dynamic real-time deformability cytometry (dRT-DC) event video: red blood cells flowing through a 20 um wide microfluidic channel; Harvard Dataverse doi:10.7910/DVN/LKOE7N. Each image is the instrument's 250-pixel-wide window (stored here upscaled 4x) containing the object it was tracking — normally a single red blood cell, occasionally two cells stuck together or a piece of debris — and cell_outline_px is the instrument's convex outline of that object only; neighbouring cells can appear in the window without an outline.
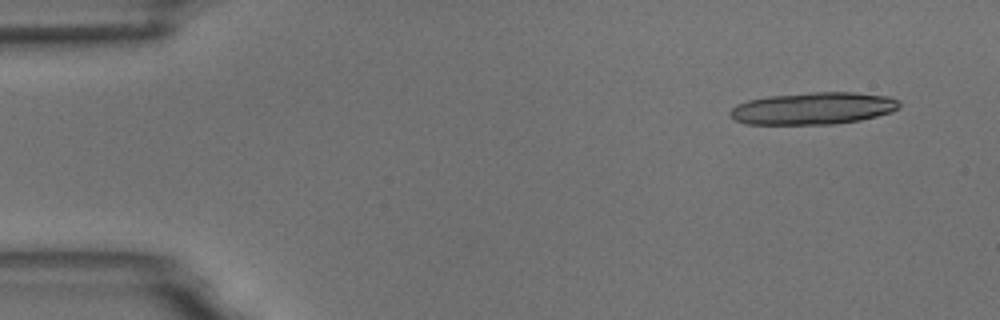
{"species": "common noctule bat (a hibernating species)", "species_latin": "Nyctalus noctula", "temperature_condition": "room temperature", "stored_images_in_passage": 5, "camera_frame_rate_fps": 3000, "um_per_image_px": 0.085, "animal": {"sex": "male", "body_mass_g": 18.8}, "frame": {"image": 1, "passage_image": 1, "time_ms": 0.0, "image_size_px": [1000, 320], "cell_outline_px": [[900, 108], [892, 112], [860, 120], [836, 124], [748, 124], [736, 120], [728, 112], [736, 104], [748, 100], [768, 96], [812, 92], [852, 92], [888, 96], [900, 100]], "centroid_in_image_um": [69.15, 9.21], "position_along_channel_um": 15.8, "area_um2": 31.79}}
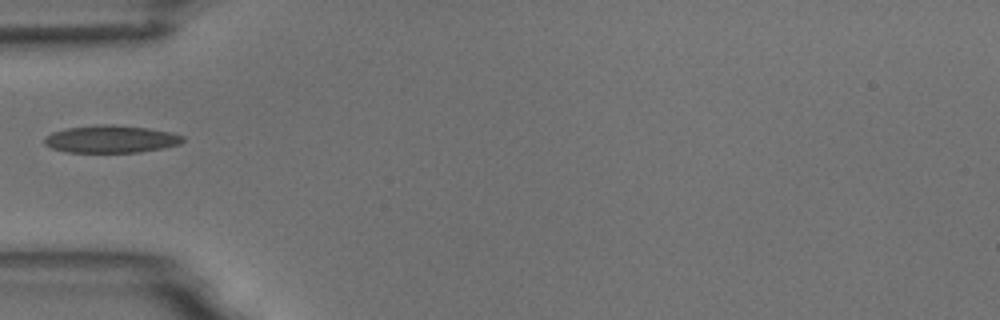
{"frame": {"image": 2, "passage_image": 5, "time_ms": 4.667, "image_size_px": [1000, 320], "cell_outline_px": [[184, 140], [180, 144], [164, 148], [140, 152], [68, 152], [52, 148], [44, 144], [44, 136], [52, 132], [64, 128], [100, 124], [112, 124], [148, 128], [172, 132], [184, 136]], "centroid_in_image_um": [9.43, 11.81], "position_along_channel_um": 75.6, "area_um2": 22.37}}